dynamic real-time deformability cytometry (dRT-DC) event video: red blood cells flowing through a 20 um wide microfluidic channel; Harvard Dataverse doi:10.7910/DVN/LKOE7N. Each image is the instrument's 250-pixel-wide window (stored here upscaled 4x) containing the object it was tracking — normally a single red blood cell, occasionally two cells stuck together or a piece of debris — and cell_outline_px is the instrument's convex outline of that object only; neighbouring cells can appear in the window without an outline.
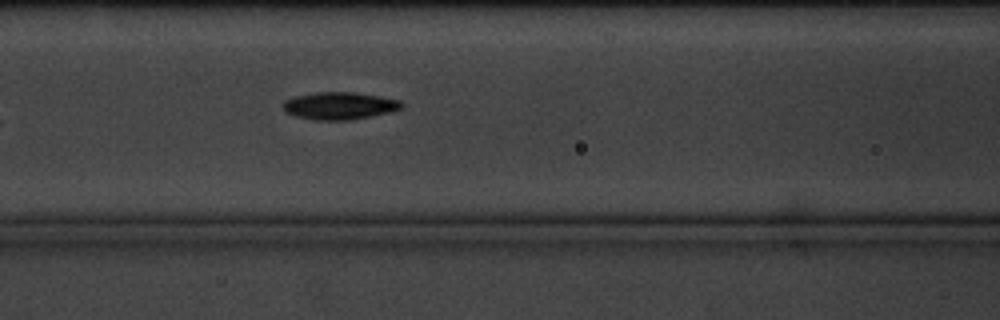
{"species": "common noctule bat (a hibernating species)", "species_latin": "Nyctalus noctula", "temperature_condition": "cold", "stored_images_in_passage": 9, "camera_frame_rate_fps": 3000, "um_per_image_px": 0.085, "animal": {"sex": "male", "body_mass_g": 20.1, "forearm_length_mm": 53.5}, "frame": {"image": 1, "passage_image": 9, "time_ms": 10.333, "image_size_px": [1000, 320], "cell_outline_px": [[404, 104], [400, 108], [392, 112], [344, 120], [312, 120], [296, 116], [284, 112], [284, 100], [296, 96], [316, 92], [352, 92], [380, 96], [400, 100]], "centroid_in_image_um": [28.84, 8.98], "position_along_channel_um": 137.8, "area_um2": 18.79}}